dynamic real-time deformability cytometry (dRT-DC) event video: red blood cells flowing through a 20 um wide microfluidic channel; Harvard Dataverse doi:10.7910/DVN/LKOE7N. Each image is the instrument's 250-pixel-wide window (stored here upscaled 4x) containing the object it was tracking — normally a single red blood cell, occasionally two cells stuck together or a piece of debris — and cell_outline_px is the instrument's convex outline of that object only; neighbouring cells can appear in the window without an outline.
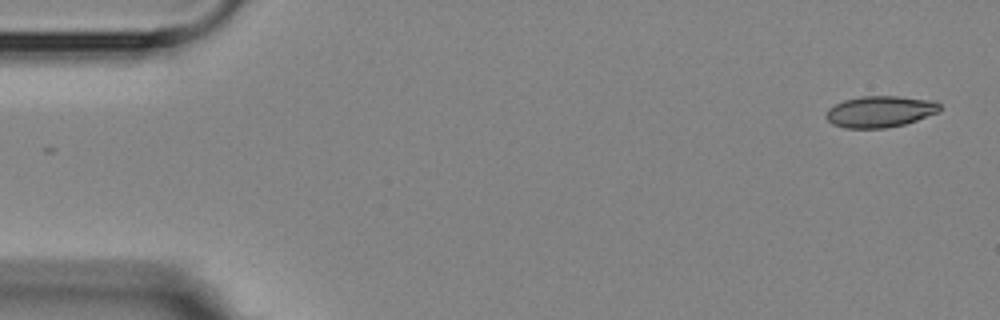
{"species": "Egyptian fruit bat (a non-hibernating species)", "species_latin": "Rousettus aegyptiacus", "temperature_condition": "room temperature", "stored_images_in_passage": 6, "camera_frame_rate_fps": 3000, "um_per_image_px": 0.085, "animal": {"sex": "female"}, "frame": {"image": 1, "passage_image": 1, "time_ms": 0.0, "image_size_px": [1000, 320], "cell_outline_px": [[940, 112], [904, 124], [888, 128], [844, 128], [832, 124], [824, 116], [828, 108], [844, 100], [860, 96], [896, 96], [936, 100], [940, 104]], "centroid_in_image_um": [74.81, 9.48], "position_along_channel_um": 10.2, "area_um2": 20.98}}
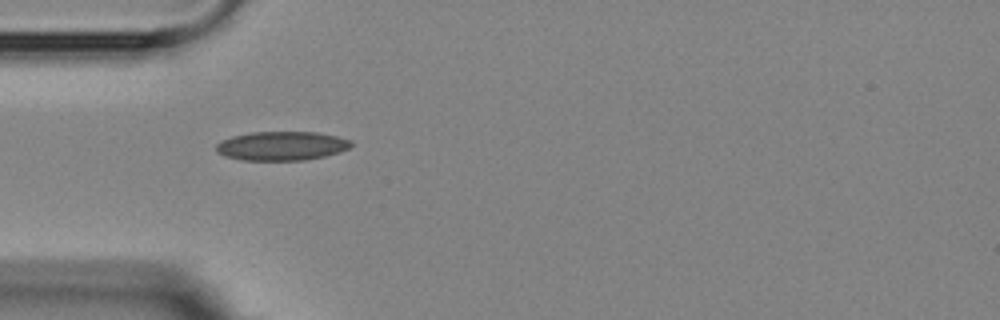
{"frame": {"image": 2, "passage_image": 5, "time_ms": 4.667, "image_size_px": [1000, 320], "cell_outline_px": [[352, 144], [348, 148], [340, 152], [324, 156], [304, 160], [240, 160], [224, 156], [216, 152], [216, 144], [220, 140], [232, 136], [248, 132], [316, 132], [336, 136], [352, 140]], "centroid_in_image_um": [23.9, 12.4], "position_along_channel_um": 61.1, "area_um2": 22.95}}
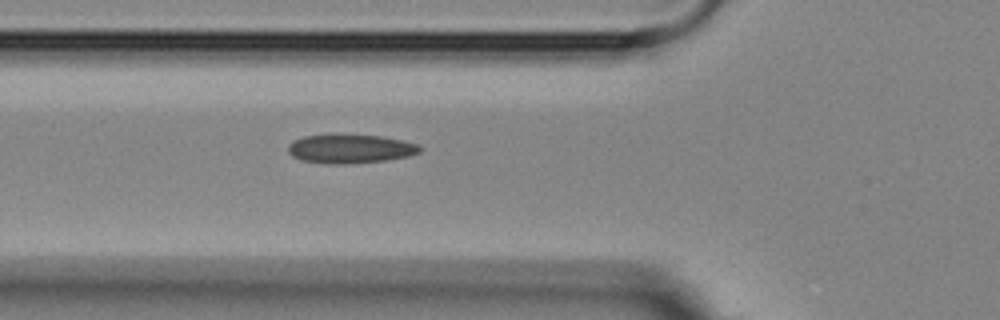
{"frame": {"image": 3, "passage_image": 6, "time_ms": 5.667, "image_size_px": [1000, 320], "cell_outline_px": [[420, 152], [408, 156], [384, 160], [344, 164], [328, 164], [300, 160], [292, 156], [288, 152], [288, 144], [292, 140], [304, 136], [340, 132], [380, 136], [420, 144]], "centroid_in_image_um": [29.7, 12.61], "position_along_channel_um": 96.1, "area_um2": 22.77}}